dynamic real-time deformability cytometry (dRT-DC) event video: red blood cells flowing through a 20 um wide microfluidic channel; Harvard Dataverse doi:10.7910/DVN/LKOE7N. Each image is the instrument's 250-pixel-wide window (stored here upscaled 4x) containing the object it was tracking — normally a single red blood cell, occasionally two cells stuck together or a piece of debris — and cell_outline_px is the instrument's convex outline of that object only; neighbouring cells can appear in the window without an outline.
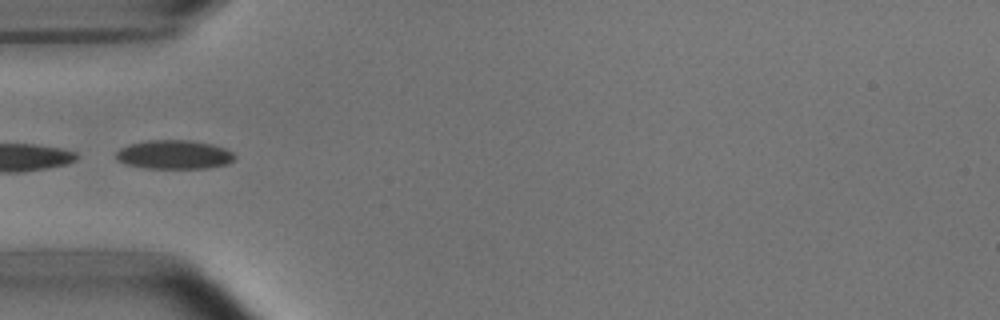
{"species": "common noctule bat (a hibernating species)", "species_latin": "Nyctalus noctula", "temperature_condition": "room temperature", "stored_images_in_passage": 1, "camera_frame_rate_fps": 3000, "um_per_image_px": 0.085, "animal": {"sex": "male", "body_mass_g": 15.6}, "frame": {"image": 1, "passage_image": 1, "time_ms": 0.0, "image_size_px": [1000, 320], "cell_outline_px": [[236, 156], [228, 164], [208, 168], [144, 168], [124, 164], [116, 160], [116, 152], [120, 148], [128, 144], [148, 140], [192, 140], [212, 144], [224, 148], [232, 152]], "centroid_in_image_um": [14.77, 13.14], "position_along_channel_um": 70.2, "area_um2": 20.17}}